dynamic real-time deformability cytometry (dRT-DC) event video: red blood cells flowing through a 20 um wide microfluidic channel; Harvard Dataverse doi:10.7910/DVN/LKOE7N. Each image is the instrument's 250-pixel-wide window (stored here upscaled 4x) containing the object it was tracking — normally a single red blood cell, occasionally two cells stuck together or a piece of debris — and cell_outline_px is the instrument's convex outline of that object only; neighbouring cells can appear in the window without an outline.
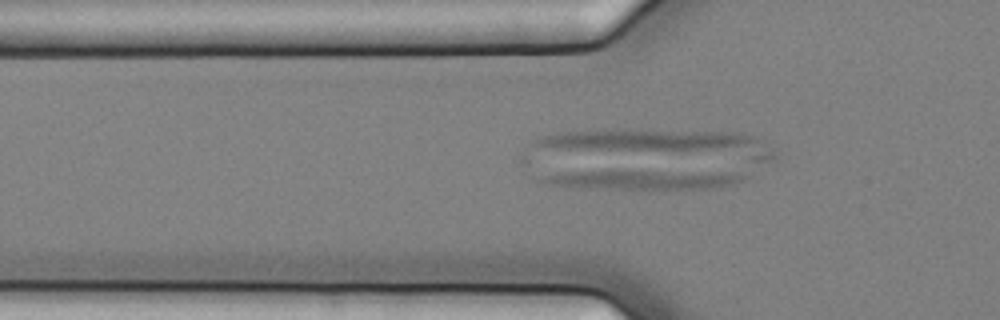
{"species": "common noctule bat (a hibernating species)", "species_latin": "Nyctalus noctula", "temperature_condition": "cold", "stored_images_in_passage": 56, "camera_frame_rate_fps": 3000, "um_per_image_px": 0.085, "animal": {"sex": "female", "body_mass_g": 25.1}, "frame": {"image": 1, "passage_image": 19, "time_ms": 6.0, "image_size_px": [1000, 320], "cell_outline_px": [[744, 180], [736, 184], [720, 188], [672, 192], [648, 192], [572, 188], [548, 184], [532, 180], [544, 176], [568, 172], [720, 172], [744, 176]], "centroid_in_image_um": [54.66, 15.38], "position_along_channel_um": 71.1, "area_um2": 24.16}}